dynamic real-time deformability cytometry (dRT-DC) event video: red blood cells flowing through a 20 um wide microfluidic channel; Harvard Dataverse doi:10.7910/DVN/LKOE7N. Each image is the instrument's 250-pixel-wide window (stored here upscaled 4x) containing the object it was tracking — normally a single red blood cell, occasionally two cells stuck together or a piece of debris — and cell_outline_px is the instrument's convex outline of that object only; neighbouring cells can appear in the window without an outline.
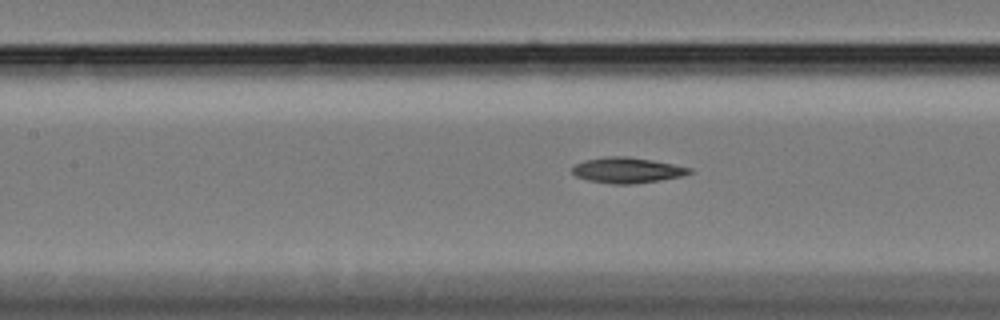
{"species": "Egyptian fruit bat (a non-hibernating species)", "species_latin": "Rousettus aegyptiacus", "temperature_condition": "cold", "stored_images_in_passage": 46, "camera_frame_rate_fps": 3000, "um_per_image_px": 0.085, "animal": {"sex": "female"}, "frame": {"image": 1, "passage_image": 14, "time_ms": 4.333, "image_size_px": [1000, 320], "cell_outline_px": [[692, 172], [680, 176], [660, 180], [632, 184], [612, 184], [588, 180], [576, 176], [572, 172], [572, 168], [576, 164], [584, 160], [604, 156], [628, 156], [652, 160], [692, 168]], "centroid_in_image_um": [53.28, 14.46], "position_along_channel_um": 154.1, "area_um2": 17.4}}
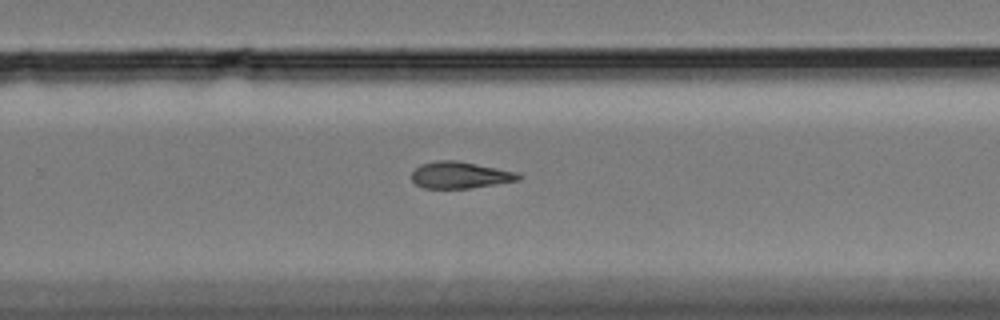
{"frame": {"image": 2, "passage_image": 26, "time_ms": 8.333, "image_size_px": [1000, 320], "cell_outline_px": [[524, 176], [520, 180], [468, 188], [424, 188], [416, 184], [412, 180], [412, 172], [420, 164], [436, 160], [460, 160], [516, 172]], "centroid_in_image_um": [39.11, 14.86], "position_along_channel_um": 290.7, "area_um2": 16.65}}
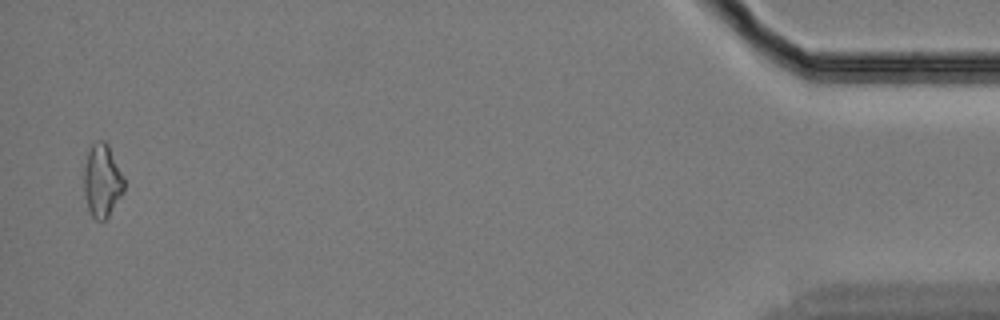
{"frame": {"image": 3, "passage_image": 45, "time_ms": 14.667, "image_size_px": [1000, 320], "cell_outline_px": [[124, 192], [108, 216], [104, 220], [96, 220], [92, 216], [88, 208], [84, 192], [84, 168], [88, 152], [92, 144], [96, 140], [104, 140], [108, 144], [124, 180]], "centroid_in_image_um": [8.67, 15.36], "position_along_channel_um": 426.5, "area_um2": 16.88}}